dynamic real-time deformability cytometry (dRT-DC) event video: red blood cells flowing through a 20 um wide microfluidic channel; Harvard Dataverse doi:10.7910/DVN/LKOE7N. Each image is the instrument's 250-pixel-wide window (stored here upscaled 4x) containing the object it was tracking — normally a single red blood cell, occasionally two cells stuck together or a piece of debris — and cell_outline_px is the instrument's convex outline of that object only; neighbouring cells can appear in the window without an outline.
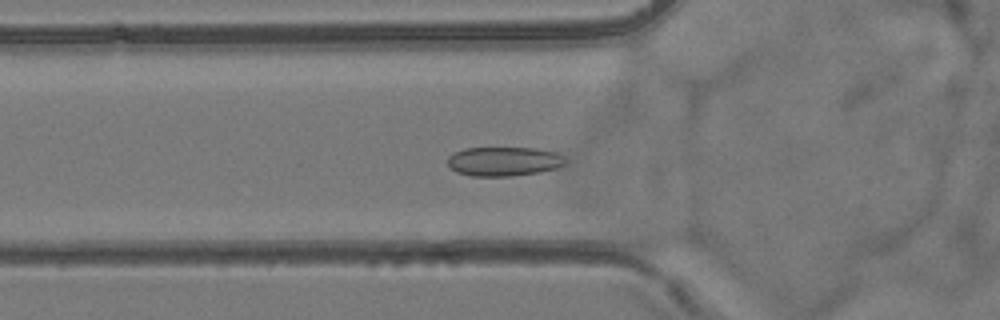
{"species": "common noctule bat (a hibernating species)", "species_latin": "Nyctalus noctula", "temperature_condition": "room temperature", "stored_images_in_passage": 55, "camera_frame_rate_fps": 3000, "um_per_image_px": 0.085, "animal": {"sex": "female", "body_mass_g": 24.6, "forearm_length_mm": 56.2}, "frame": {"image": 1, "passage_image": 20, "time_ms": 6.333, "image_size_px": [1000, 320], "cell_outline_px": [[564, 164], [556, 168], [540, 172], [512, 176], [472, 176], [456, 172], [448, 164], [448, 156], [464, 148], [536, 148], [556, 152], [564, 160]], "centroid_in_image_um": [42.8, 13.72], "position_along_channel_um": 83.0, "area_um2": 19.88}}
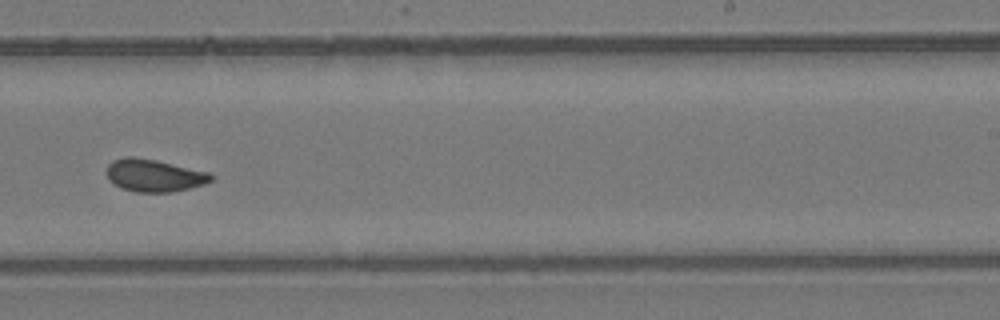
{"frame": {"image": 2, "passage_image": 35, "time_ms": 11.333, "image_size_px": [1000, 320], "cell_outline_px": [[212, 180], [204, 184], [172, 192], [132, 192], [120, 188], [108, 180], [108, 164], [112, 160], [128, 156], [136, 156], [156, 160], [208, 172], [212, 176]], "centroid_in_image_um": [13.05, 14.91], "position_along_channel_um": 275.9, "area_um2": 19.71}}
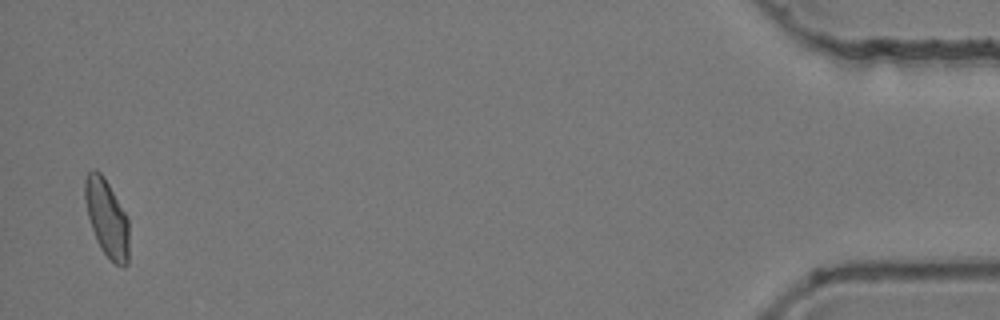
{"frame": {"image": 3, "passage_image": 54, "time_ms": 17.667, "image_size_px": [1000, 320], "cell_outline_px": [[128, 264], [124, 268], [116, 264], [100, 248], [96, 240], [88, 216], [84, 200], [84, 180], [88, 172], [92, 168], [96, 168], [104, 176], [128, 216]], "centroid_in_image_um": [9.07, 18.49], "position_along_channel_um": 426.1, "area_um2": 20.11}, "authors_computed_cell_mechanics": {"area_um2": 19.7676, "velocity_mm_per_s": 3.848, "shape_relaxation_time_tau1_ms": null, "shape_relaxation_time_tau2_ms": 1.0285, "deformation_change_tau1": null, "deformation_change_tau2": 0.0544}}